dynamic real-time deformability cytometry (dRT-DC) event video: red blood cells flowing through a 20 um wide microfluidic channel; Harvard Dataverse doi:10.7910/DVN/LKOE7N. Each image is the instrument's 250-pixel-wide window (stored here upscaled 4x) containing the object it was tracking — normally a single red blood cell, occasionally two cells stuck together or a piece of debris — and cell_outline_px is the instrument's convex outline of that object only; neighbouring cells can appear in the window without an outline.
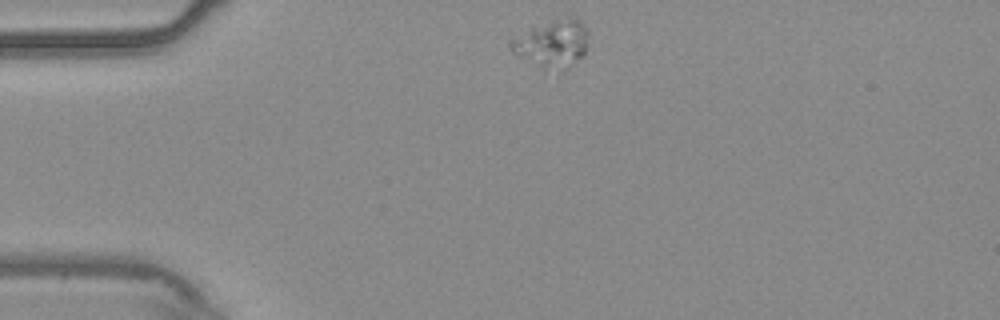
{"species": "common noctule bat (a hibernating species)", "species_latin": "Nyctalus noctula", "temperature_condition": "warm", "stored_images_in_passage": 45, "camera_frame_rate_fps": 3000, "um_per_image_px": 0.085, "animal": {"sex": "male", "body_mass_g": 20.4}, "frame": {"image": 1, "passage_image": 1, "time_ms": 0.0, "image_size_px": [1000, 320], "cell_outline_px": [[584, 56], [568, 68], [560, 72], [544, 72], [516, 56], [508, 48], [508, 40], [532, 28], [568, 16], [576, 16], [584, 24]], "centroid_in_image_um": [46.86, 3.8], "position_along_channel_um": 38.1, "area_um2": 21.79}}
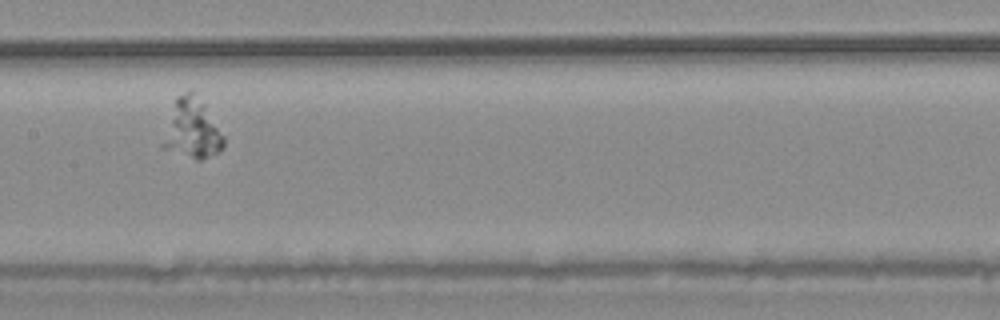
{"frame": {"image": 2, "passage_image": 17, "time_ms": 5.333, "image_size_px": [1000, 320], "cell_outline_px": [[224, 148], [220, 152], [200, 160], [196, 160], [160, 148], [160, 144], [176, 96], [192, 88], [204, 104], [224, 136]], "centroid_in_image_um": [16.31, 10.97], "position_along_channel_um": 191.1, "area_um2": 21.39}}
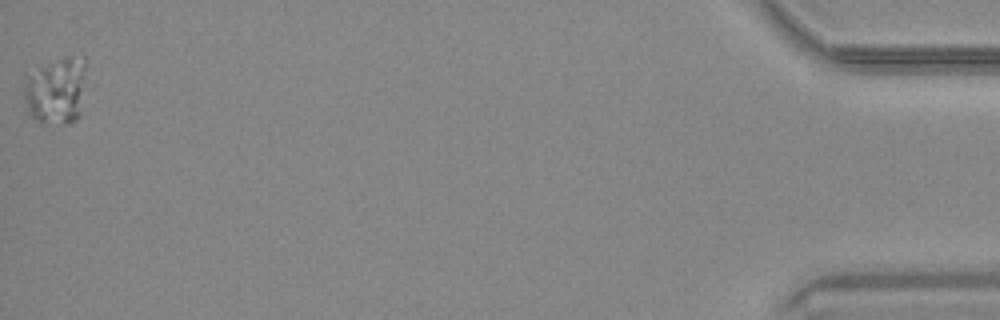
{"frame": {"image": 3, "passage_image": 45, "time_ms": 14.667, "image_size_px": [1000, 320], "cell_outline_px": [[88, 60], [80, 116], [76, 120], [68, 124], [64, 124], [40, 120], [32, 116], [28, 112], [24, 96], [24, 72], [68, 56], [84, 56]], "centroid_in_image_um": [4.8, 7.64], "position_along_channel_um": 430.4, "area_um2": 24.91}}